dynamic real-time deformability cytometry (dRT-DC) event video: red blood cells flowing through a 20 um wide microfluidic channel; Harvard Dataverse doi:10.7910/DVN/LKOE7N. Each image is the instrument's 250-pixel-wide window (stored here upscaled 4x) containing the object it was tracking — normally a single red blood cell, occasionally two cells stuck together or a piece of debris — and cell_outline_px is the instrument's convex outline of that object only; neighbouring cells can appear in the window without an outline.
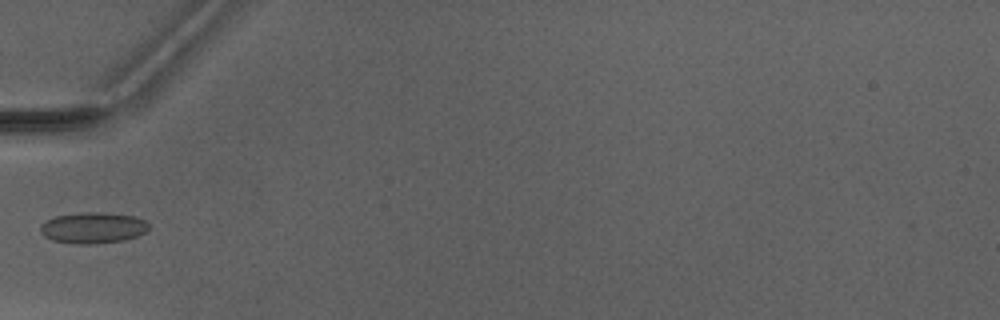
{"species": "Egyptian fruit bat (a non-hibernating species)", "species_latin": "Rousettus aegyptiacus", "temperature_condition": "warm", "stored_images_in_passage": 3, "camera_frame_rate_fps": 3000, "um_per_image_px": 0.085, "animal": {"sex": "male"}, "frame": {"image": 1, "passage_image": 2, "time_ms": 1.0, "image_size_px": [1000, 320], "cell_outline_px": [[148, 232], [124, 240], [96, 244], [72, 244], [52, 240], [44, 236], [40, 232], [40, 228], [48, 220], [56, 216], [80, 212], [104, 212], [136, 216], [144, 220], [148, 224]], "centroid_in_image_um": [7.93, 19.37], "position_along_channel_um": 77.1, "area_um2": 19.77}}
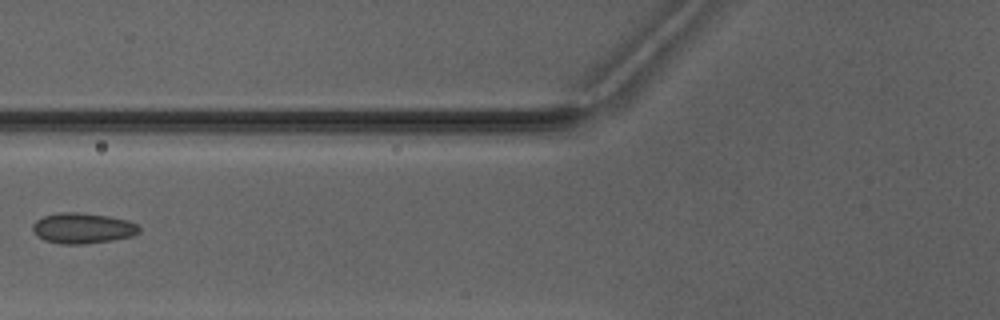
{"frame": {"image": 2, "passage_image": 3, "time_ms": 2.0, "image_size_px": [1000, 320], "cell_outline_px": [[140, 232], [132, 236], [112, 240], [80, 244], [60, 244], [44, 240], [36, 236], [32, 228], [32, 224], [36, 220], [44, 216], [56, 212], [76, 212], [108, 216], [128, 220], [136, 224], [140, 228]], "centroid_in_image_um": [7.0, 19.39], "position_along_channel_um": 118.8, "area_um2": 19.02}}